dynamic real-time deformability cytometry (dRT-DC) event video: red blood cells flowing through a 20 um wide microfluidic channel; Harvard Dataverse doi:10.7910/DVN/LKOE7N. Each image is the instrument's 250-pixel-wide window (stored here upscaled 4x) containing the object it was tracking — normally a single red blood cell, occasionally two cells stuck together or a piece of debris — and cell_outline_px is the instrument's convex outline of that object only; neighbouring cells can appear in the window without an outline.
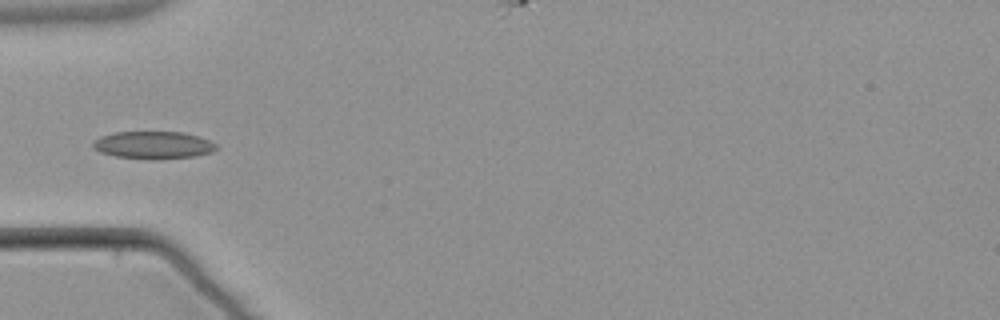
{"species": "common noctule bat (a hibernating species)", "species_latin": "Nyctalus noctula", "temperature_condition": "warm", "stored_images_in_passage": 6, "camera_frame_rate_fps": 3000, "um_per_image_px": 0.085, "animal": {"sex": "male", "body_mass_g": 21.5, "forearm_length_mm": 52.0}, "frame": {"image": 1, "passage_image": 4, "time_ms": 3.667, "image_size_px": [1000, 320], "cell_outline_px": [[220, 148], [212, 152], [196, 156], [160, 160], [116, 156], [100, 152], [92, 148], [92, 140], [100, 136], [116, 132], [184, 132], [200, 136], [216, 144]], "centroid_in_image_um": [13.05, 12.33], "position_along_channel_um": 71.9, "area_um2": 20.06}}
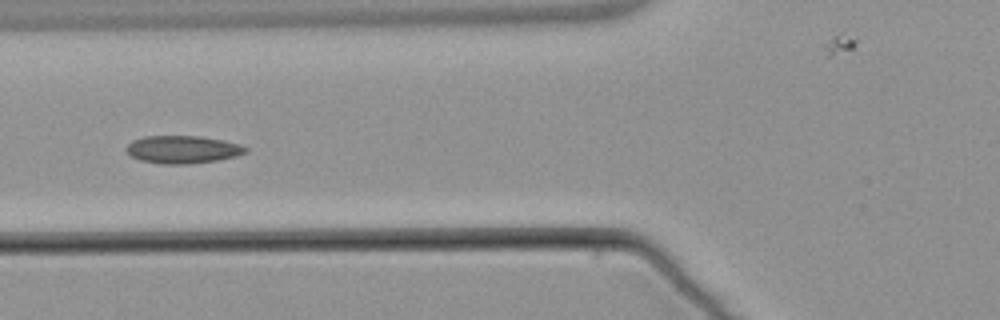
{"frame": {"image": 2, "passage_image": 5, "time_ms": 4.667, "image_size_px": [1000, 320], "cell_outline_px": [[248, 152], [236, 156], [216, 160], [188, 164], [160, 164], [140, 160], [132, 156], [124, 148], [132, 140], [144, 136], [200, 136], [224, 140], [240, 144], [248, 148]], "centroid_in_image_um": [15.53, 12.7], "position_along_channel_um": 110.3, "area_um2": 19.36}}